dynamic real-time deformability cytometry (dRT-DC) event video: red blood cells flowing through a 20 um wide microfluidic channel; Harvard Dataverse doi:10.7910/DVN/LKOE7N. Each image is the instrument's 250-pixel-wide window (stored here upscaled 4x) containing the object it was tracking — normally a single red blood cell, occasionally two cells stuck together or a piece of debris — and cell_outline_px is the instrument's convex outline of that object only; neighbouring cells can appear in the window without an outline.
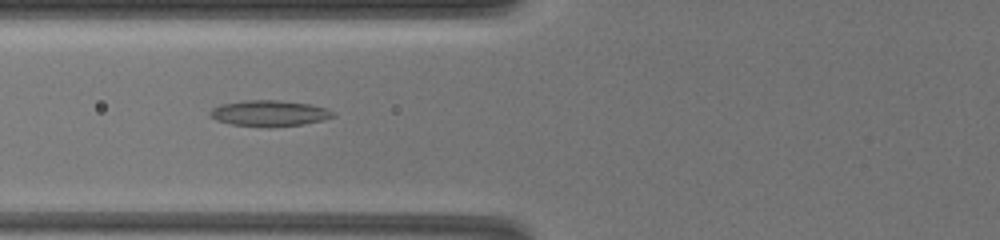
{"species": "common noctule bat (a hibernating species)", "species_latin": "Nyctalus noctula", "temperature_condition": "warm", "stored_images_in_passage": 38, "camera_frame_rate_fps": 3000, "um_per_image_px": 0.085, "animal": {"sex": "female", "body_mass_g": 19.5, "forearm_length_mm": 54.1}, "frame": {"image": 1, "passage_image": 5, "time_ms": 1.667, "image_size_px": [1000, 240], "cell_outline_px": [[336, 116], [304, 124], [268, 128], [232, 124], [216, 120], [208, 116], [208, 112], [212, 108], [220, 104], [244, 100], [276, 100], [308, 104], [328, 108]], "centroid_in_image_um": [22.84, 9.63], "position_along_channel_um": 103.0, "area_um2": 18.73}}
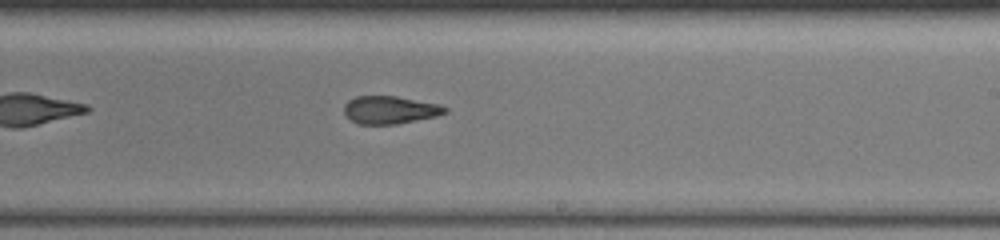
{"frame": {"image": 2, "passage_image": 18, "time_ms": 6.0, "image_size_px": [1000, 240], "cell_outline_px": [[448, 112], [436, 116], [396, 124], [356, 124], [344, 112], [344, 104], [348, 100], [356, 96], [396, 96], [440, 104], [448, 108]], "centroid_in_image_um": [33.15, 9.33], "position_along_channel_um": 255.8, "area_um2": 16.36}}
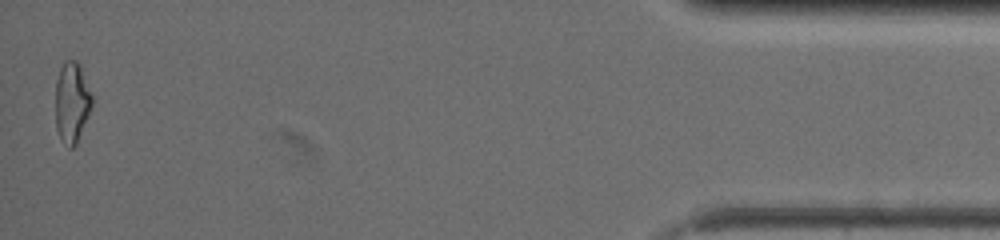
{"frame": {"image": 3, "passage_image": 38, "time_ms": 13.0, "image_size_px": [1000, 240], "cell_outline_px": [[92, 104], [88, 116], [76, 144], [72, 148], [68, 148], [60, 140], [56, 128], [56, 80], [60, 68], [64, 60], [76, 60], [80, 64], [92, 96]], "centroid_in_image_um": [6.1, 8.7], "position_along_channel_um": 429.1, "area_um2": 17.22}, "authors_computed_cell_mechanics": {"area_um2": 16.7909, "velocity_mm_per_s": 3.5276, "shape_relaxation_time_tau1_ms": null, "shape_relaxation_time_tau2_ms": 3.3948, "deformation_change_tau1": null, "deformation_change_tau2": 0.1225}}